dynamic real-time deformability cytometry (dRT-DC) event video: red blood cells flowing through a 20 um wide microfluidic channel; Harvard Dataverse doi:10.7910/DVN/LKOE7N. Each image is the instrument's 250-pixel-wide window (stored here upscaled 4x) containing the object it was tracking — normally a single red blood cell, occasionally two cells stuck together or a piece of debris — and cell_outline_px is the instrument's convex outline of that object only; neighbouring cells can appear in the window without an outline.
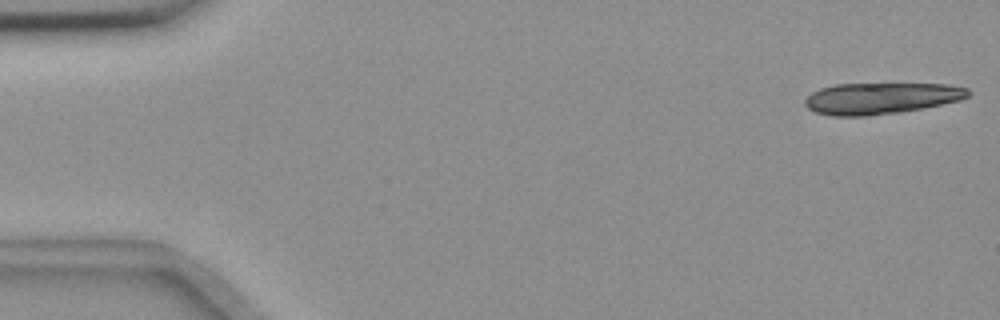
{"species": "common noctule bat (a hibernating species)", "species_latin": "Nyctalus noctula", "temperature_condition": "room temperature", "stored_images_in_passage": 8, "camera_frame_rate_fps": 3000, "um_per_image_px": 0.085, "animal": {"sex": "female", "body_mass_g": 18.4}, "frame": {"image": 1, "passage_image": 1, "time_ms": 0.0, "image_size_px": [1000, 320], "cell_outline_px": [[972, 92], [968, 96], [960, 100], [924, 108], [900, 112], [864, 116], [832, 116], [816, 112], [808, 108], [804, 104], [804, 100], [812, 92], [820, 88], [836, 84], [948, 84], [968, 88]], "centroid_in_image_um": [74.89, 8.35], "position_along_channel_um": 10.1, "area_um2": 29.88}}
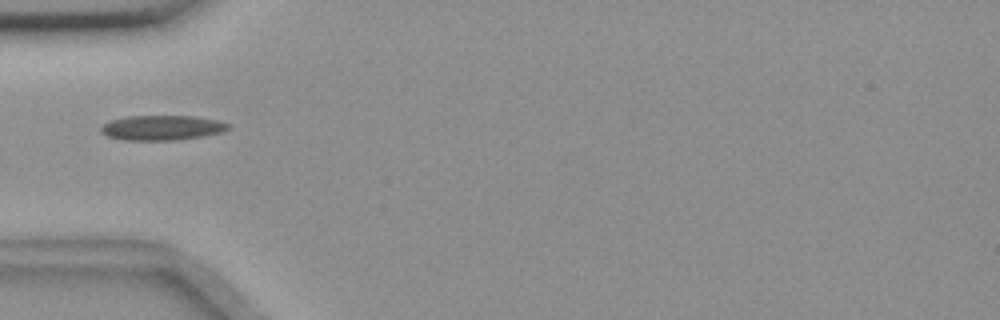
{"frame": {"image": 2, "passage_image": 6, "time_ms": 5.667, "image_size_px": [1000, 320], "cell_outline_px": [[232, 128], [220, 132], [204, 136], [176, 140], [124, 140], [108, 136], [100, 132], [100, 128], [108, 120], [128, 116], [196, 116], [220, 120], [232, 124]], "centroid_in_image_um": [13.81, 10.85], "position_along_channel_um": 71.2, "area_um2": 18.73}}
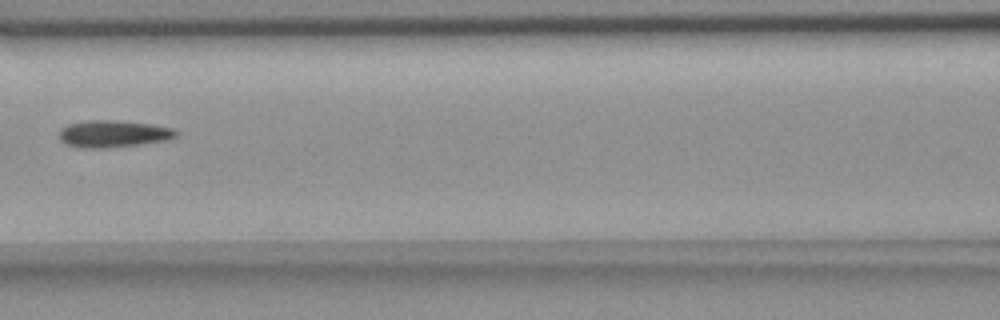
{"frame": {"image": 3, "passage_image": 8, "time_ms": 8.0, "image_size_px": [1000, 320], "cell_outline_px": [[180, 132], [176, 136], [168, 140], [140, 144], [104, 148], [84, 148], [64, 144], [60, 140], [60, 128], [68, 124], [88, 120], [112, 120], [148, 124], [176, 128]], "centroid_in_image_um": [9.64, 11.37], "position_along_channel_um": 157.0, "area_um2": 18.44}}